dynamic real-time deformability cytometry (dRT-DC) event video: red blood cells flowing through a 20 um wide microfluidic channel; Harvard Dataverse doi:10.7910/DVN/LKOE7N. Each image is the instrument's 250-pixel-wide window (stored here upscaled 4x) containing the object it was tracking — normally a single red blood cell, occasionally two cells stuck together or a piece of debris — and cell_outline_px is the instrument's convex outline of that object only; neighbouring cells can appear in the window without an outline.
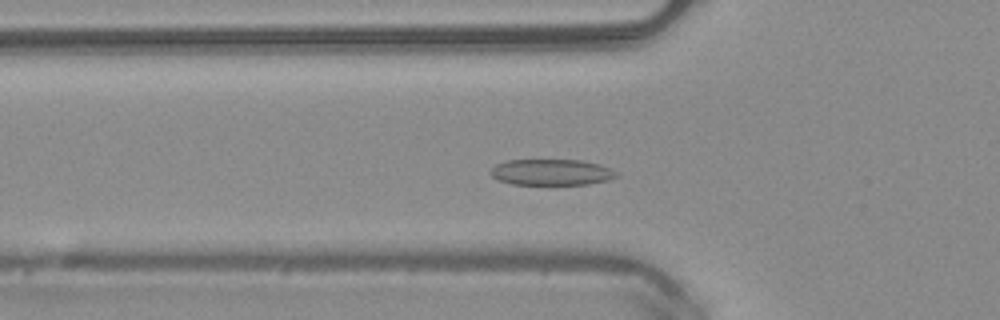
{"species": "common noctule bat (a hibernating species)", "species_latin": "Nyctalus noctula", "temperature_condition": "warm", "stored_images_in_passage": 41, "camera_frame_rate_fps": 3000, "um_per_image_px": 0.085, "animal": {"sex": "male", "body_mass_g": 20.4}, "frame": {"image": 1, "passage_image": 7, "time_ms": 2.0, "image_size_px": [1000, 320], "cell_outline_px": [[620, 176], [608, 180], [588, 184], [512, 184], [496, 180], [488, 172], [496, 164], [508, 160], [584, 160], [600, 164], [612, 168], [620, 172]], "centroid_in_image_um": [46.92, 14.63], "position_along_channel_um": 78.9, "area_um2": 19.42}}
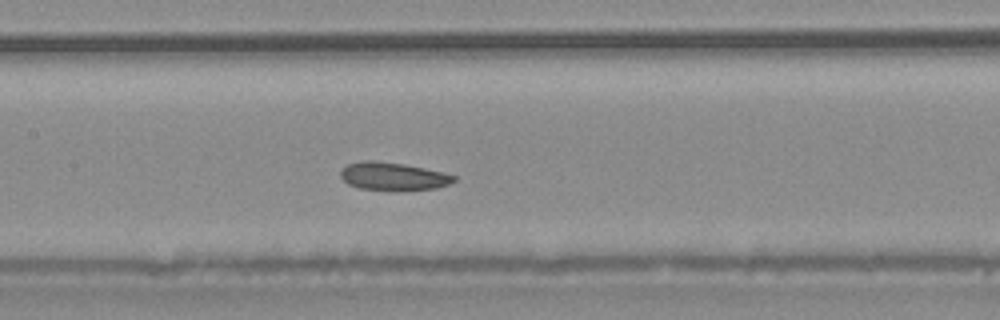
{"frame": {"image": 2, "passage_image": 14, "time_ms": 4.333, "image_size_px": [1000, 320], "cell_outline_px": [[456, 180], [448, 184], [436, 188], [360, 188], [348, 184], [340, 176], [340, 168], [348, 164], [364, 160], [372, 160], [404, 164], [444, 172], [456, 176]], "centroid_in_image_um": [33.38, 14.94], "position_along_channel_um": 174.0, "area_um2": 17.74}}
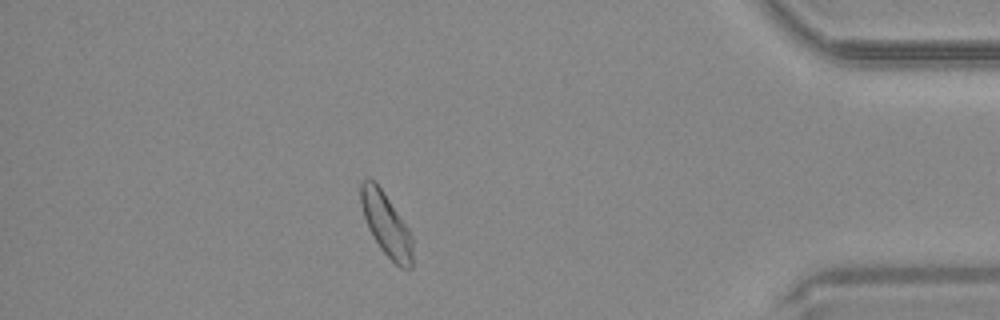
{"frame": {"image": 3, "passage_image": 34, "time_ms": 11.0, "image_size_px": [1000, 320], "cell_outline_px": [[412, 268], [400, 268], [380, 248], [372, 236], [368, 228], [360, 204], [360, 184], [364, 180], [376, 180], [408, 228], [412, 236]], "centroid_in_image_um": [32.81, 19.06], "position_along_channel_um": 402.4, "area_um2": 18.96}, "authors_computed_cell_mechanics": {"area_um2": 18.9584, "velocity_mm_per_s": 4.0529, "shape_relaxation_time_tau1_ms": 2.9899, "shape_relaxation_time_tau2_ms": 2.5878, "deformation_change_tau1": 0.087, "deformation_change_tau2": 0.0937}}